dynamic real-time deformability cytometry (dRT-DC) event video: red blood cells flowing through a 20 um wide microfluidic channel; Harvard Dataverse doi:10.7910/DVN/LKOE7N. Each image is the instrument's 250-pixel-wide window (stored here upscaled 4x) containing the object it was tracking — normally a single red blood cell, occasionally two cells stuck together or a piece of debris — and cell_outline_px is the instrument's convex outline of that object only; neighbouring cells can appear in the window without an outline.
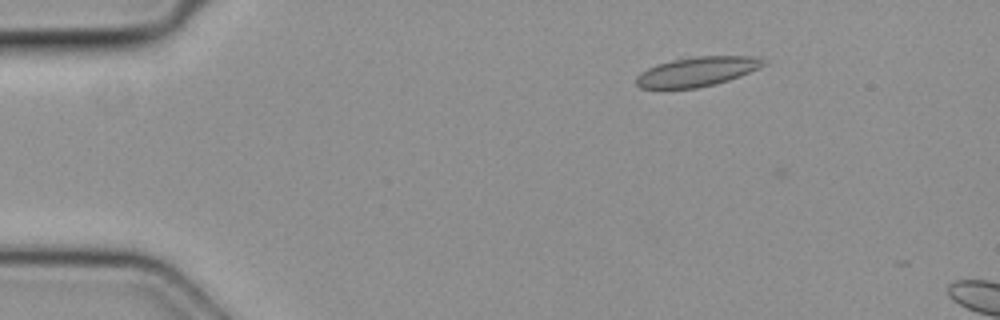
{"species": "common noctule bat (a hibernating species)", "species_latin": "Nyctalus noctula", "temperature_condition": "cold", "stored_images_in_passage": 7, "camera_frame_rate_fps": 3000, "um_per_image_px": 0.085, "animal": {"sex": "female", "body_mass_g": 19.3, "forearm_length_mm": 54.1}, "frame": {"image": 1, "passage_image": 3, "time_ms": 0.667, "image_size_px": [1000, 320], "cell_outline_px": [[768, 64], [740, 76], [716, 84], [696, 88], [640, 88], [636, 84], [636, 76], [640, 72], [656, 64], [672, 60], [696, 56], [752, 56], [768, 60]], "centroid_in_image_um": [59.27, 6.08], "position_along_channel_um": 25.7, "area_um2": 21.96}}